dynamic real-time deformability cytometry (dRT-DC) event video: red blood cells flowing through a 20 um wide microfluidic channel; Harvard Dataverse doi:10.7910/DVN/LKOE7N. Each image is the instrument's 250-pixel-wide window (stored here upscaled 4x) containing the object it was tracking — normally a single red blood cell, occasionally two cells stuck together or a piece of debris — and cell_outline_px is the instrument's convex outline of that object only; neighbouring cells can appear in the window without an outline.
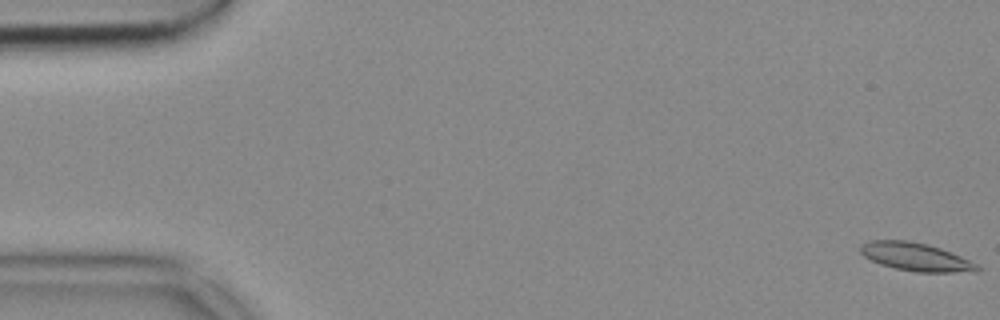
{"species": "common noctule bat (a hibernating species)", "species_latin": "Nyctalus noctula", "temperature_condition": "cold", "stored_images_in_passage": 55, "camera_frame_rate_fps": 3000, "um_per_image_px": 0.085, "animal": {"sex": "female", "body_mass_g": 18.4}, "frame": {"image": 1, "passage_image": 1, "time_ms": 0.0, "image_size_px": [1000, 320], "cell_outline_px": [[980, 268], [976, 272], [916, 272], [896, 268], [880, 264], [864, 256], [860, 252], [860, 244], [868, 240], [908, 240], [940, 248], [980, 264]], "centroid_in_image_um": [77.84, 21.83], "position_along_channel_um": 7.2, "area_um2": 19.13}}
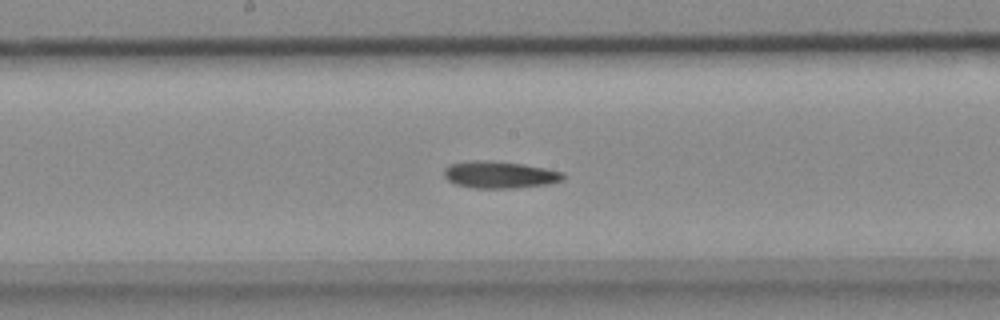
{"frame": {"image": 2, "passage_image": 28, "time_ms": 9.0, "image_size_px": [1000, 320], "cell_outline_px": [[564, 180], [552, 184], [516, 188], [472, 188], [456, 184], [448, 180], [444, 176], [444, 168], [448, 164], [476, 160], [480, 160], [524, 164], [564, 172]], "centroid_in_image_um": [42.49, 14.86], "position_along_channel_um": 205.7, "area_um2": 18.84}}
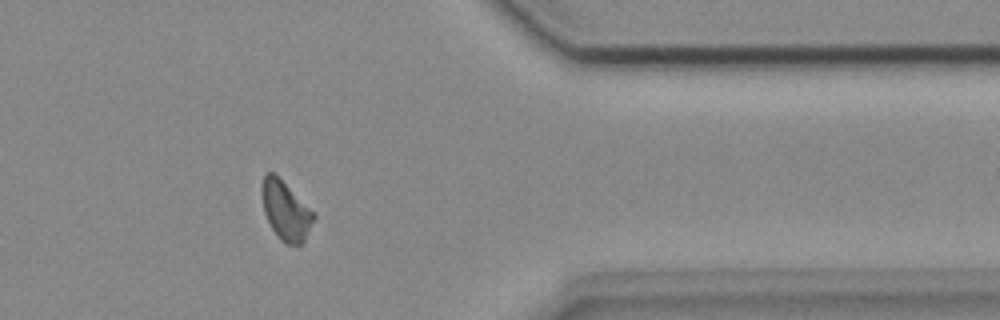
{"frame": {"image": 3, "passage_image": 44, "time_ms": 14.333, "image_size_px": [1000, 320], "cell_outline_px": [[316, 216], [304, 244], [284, 244], [280, 240], [272, 228], [264, 212], [260, 192], [260, 184], [264, 172], [272, 172], [316, 212]], "centroid_in_image_um": [24.29, 17.9], "position_along_channel_um": 387.1, "area_um2": 18.15}}